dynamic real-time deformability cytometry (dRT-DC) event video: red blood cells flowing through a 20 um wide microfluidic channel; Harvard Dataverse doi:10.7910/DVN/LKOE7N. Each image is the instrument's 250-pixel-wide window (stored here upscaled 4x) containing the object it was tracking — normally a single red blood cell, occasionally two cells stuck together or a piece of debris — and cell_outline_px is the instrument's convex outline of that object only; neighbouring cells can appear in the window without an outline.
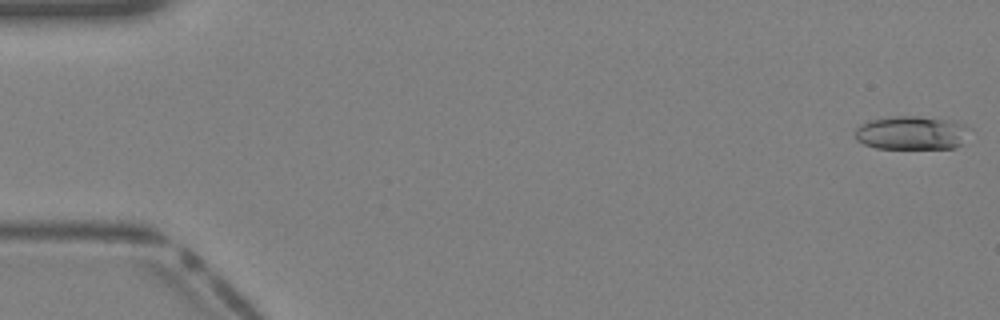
{"species": "Egyptian fruit bat (a non-hibernating species)", "species_latin": "Rousettus aegyptiacus", "temperature_condition": "warm", "stored_images_in_passage": 13, "camera_frame_rate_fps": 3000, "um_per_image_px": 0.085, "animal": {"sex": "female"}, "frame": {"image": 1, "passage_image": 1, "time_ms": 0.0, "image_size_px": [1000, 320], "cell_outline_px": [[972, 128], [964, 144], [956, 148], [876, 148], [864, 144], [856, 140], [856, 128], [860, 124], [868, 120], [892, 116], [920, 116], [956, 120]], "centroid_in_image_um": [77.57, 11.28], "position_along_channel_um": 7.4, "area_um2": 23.06}}
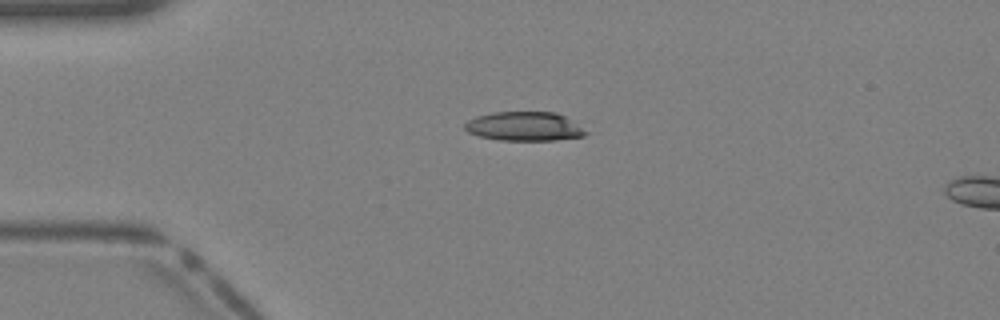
{"frame": {"image": 2, "passage_image": 10, "time_ms": 3.0, "image_size_px": [1000, 320], "cell_outline_px": [[588, 132], [584, 136], [556, 140], [496, 140], [480, 136], [468, 132], [464, 128], [464, 124], [468, 120], [476, 116], [492, 112], [556, 112], [564, 116]], "centroid_in_image_um": [44.53, 10.74], "position_along_channel_um": 40.5, "area_um2": 20.4}}